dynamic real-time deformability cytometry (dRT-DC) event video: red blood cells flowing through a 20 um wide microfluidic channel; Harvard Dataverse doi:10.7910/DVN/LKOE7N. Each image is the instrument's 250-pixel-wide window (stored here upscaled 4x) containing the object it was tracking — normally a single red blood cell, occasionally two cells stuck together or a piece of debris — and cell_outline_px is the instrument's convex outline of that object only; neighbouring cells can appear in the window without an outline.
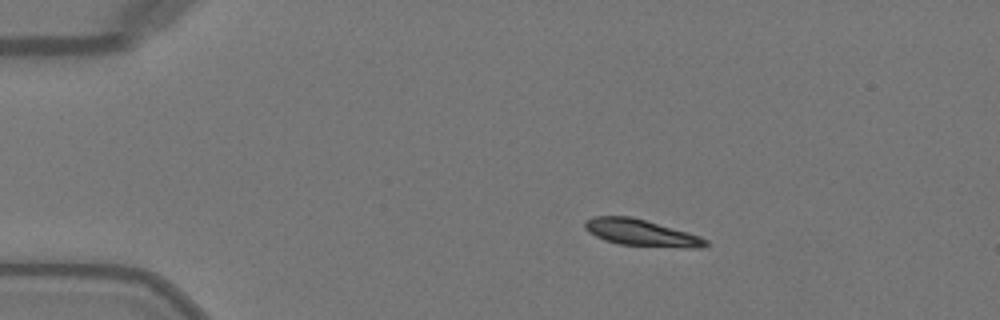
{"species": "Egyptian fruit bat (a non-hibernating species)", "species_latin": "Rousettus aegyptiacus", "temperature_condition": "warm", "stored_images_in_passage": 42, "camera_frame_rate_fps": 3000, "um_per_image_px": 0.085, "animal": {"sex": "female"}, "frame": {"image": 1, "passage_image": 1, "time_ms": 0.0, "image_size_px": [1000, 320], "cell_outline_px": [[708, 244], [700, 248], [688, 248], [616, 244], [604, 240], [588, 232], [584, 228], [584, 220], [592, 216], [632, 216], [688, 232], [700, 236], [708, 240]], "centroid_in_image_um": [54.47, 19.78], "position_along_channel_um": 30.5, "area_um2": 18.9}}
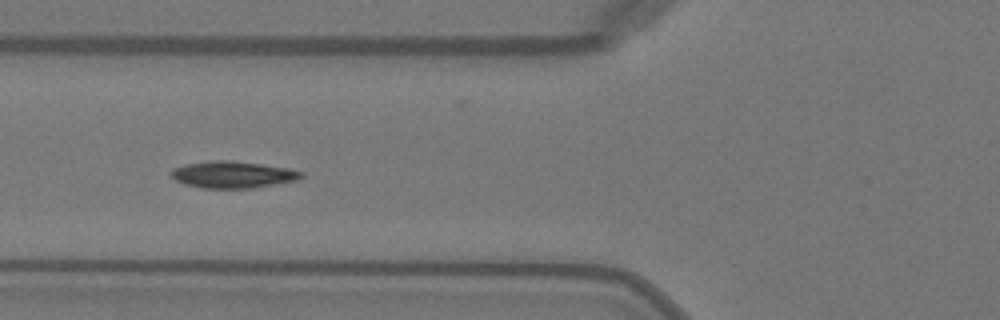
{"frame": {"image": 2, "passage_image": 11, "time_ms": 3.333, "image_size_px": [1000, 320], "cell_outline_px": [[304, 176], [300, 180], [252, 188], [200, 188], [184, 184], [176, 180], [168, 172], [172, 168], [184, 164], [208, 160], [232, 160], [292, 168], [304, 172]], "centroid_in_image_um": [19.81, 14.83], "position_along_channel_um": 106.0, "area_um2": 20.81}}
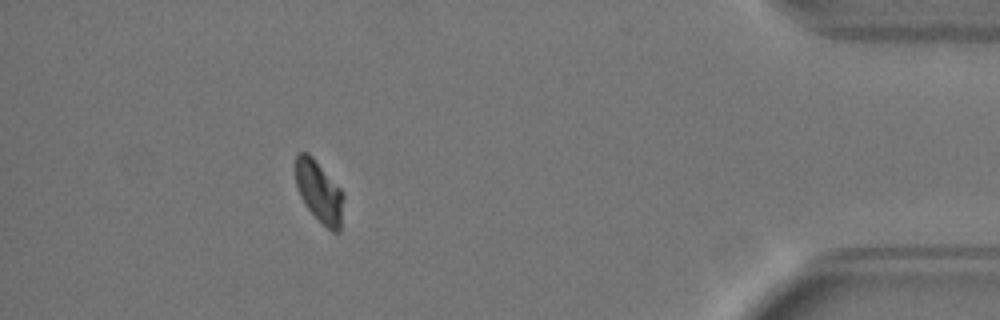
{"frame": {"image": 3, "passage_image": 37, "time_ms": 12.0, "image_size_px": [1000, 320], "cell_outline_px": [[344, 196], [340, 232], [332, 232], [304, 204], [300, 196], [296, 184], [296, 152], [308, 152], [312, 156], [344, 192]], "centroid_in_image_um": [27.14, 16.27], "position_along_channel_um": 408.1, "area_um2": 17.11}, "authors_computed_cell_mechanics": {"area_um2": 19.5653, "velocity_mm_per_s": 4.0541, "shape_relaxation_time_tau1_ms": 2.4917, "shape_relaxation_time_tau2_ms": null, "deformation_change_tau1": 0.1294, "deformation_change_tau2": null}}